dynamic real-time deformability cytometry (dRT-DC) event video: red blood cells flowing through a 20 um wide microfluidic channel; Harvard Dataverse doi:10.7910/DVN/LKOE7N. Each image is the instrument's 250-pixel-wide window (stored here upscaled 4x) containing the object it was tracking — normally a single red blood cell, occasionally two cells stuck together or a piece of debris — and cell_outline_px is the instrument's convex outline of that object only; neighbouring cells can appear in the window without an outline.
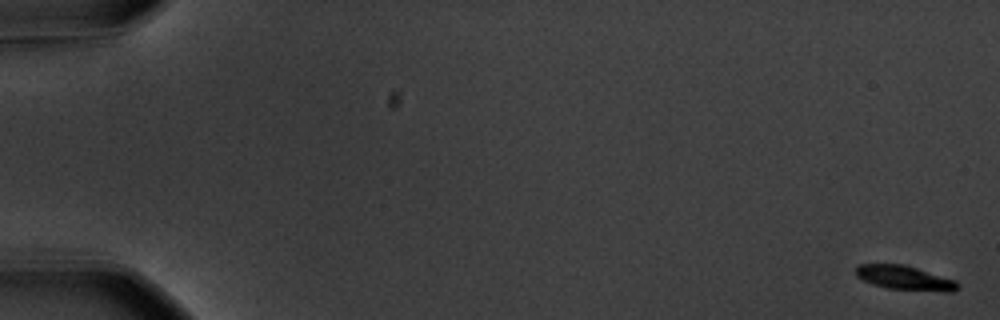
{"species": "common noctule bat (a hibernating species)", "species_latin": "Nyctalus noctula", "temperature_condition": "warm", "stored_images_in_passage": 58, "camera_frame_rate_fps": 3000, "um_per_image_px": 0.085, "animal": {"sex": "male", "body_mass_g": 20.1, "forearm_length_mm": 53.5}, "frame": {"image": 1, "passage_image": 1, "time_ms": 0.0, "image_size_px": [1000, 320], "cell_outline_px": [[960, 288], [952, 292], [944, 292], [888, 288], [872, 284], [856, 276], [856, 268], [860, 264], [904, 264], [956, 280], [960, 284]], "centroid_in_image_um": [76.96, 23.63], "position_along_channel_um": 8.0, "area_um2": 14.45}}
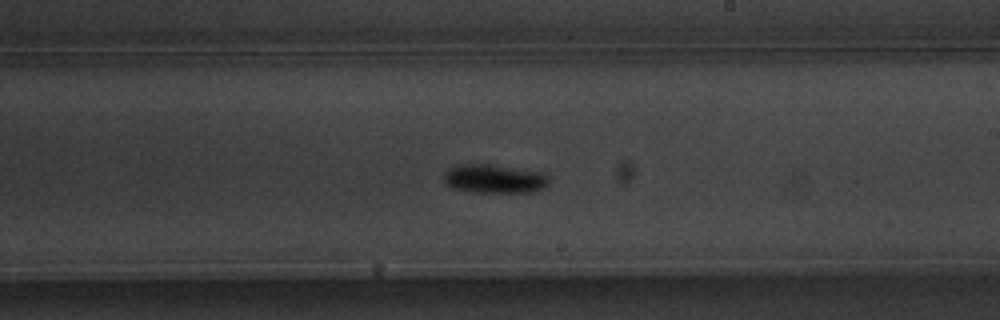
{"frame": {"image": 2, "passage_image": 35, "time_ms": 11.333, "image_size_px": [1000, 320], "cell_outline_px": [[548, 184], [544, 188], [536, 192], [468, 192], [444, 184], [444, 172], [448, 168], [468, 164], [496, 164], [544, 172], [548, 176]], "centroid_in_image_um": [42.06, 15.19], "position_along_channel_um": 246.9, "area_um2": 17.92}}
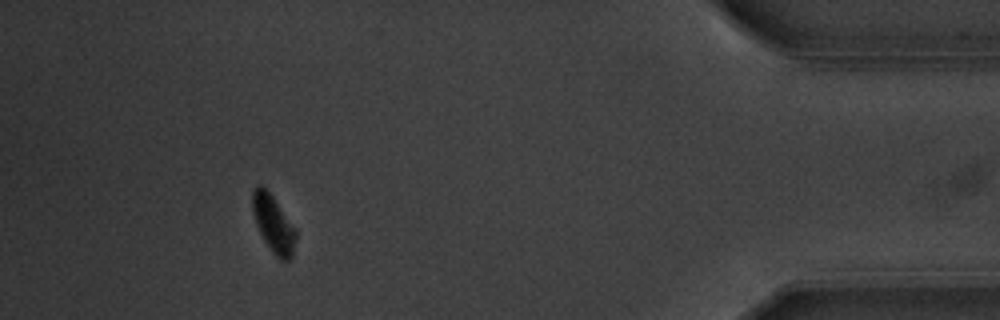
{"frame": {"image": 3, "passage_image": 53, "time_ms": 17.333, "image_size_px": [1000, 320], "cell_outline_px": [[296, 236], [292, 260], [280, 260], [272, 252], [264, 240], [256, 224], [252, 212], [252, 188], [260, 184], [272, 196], [296, 228]], "centroid_in_image_um": [23.24, 19.04], "position_along_channel_um": 412.0, "area_um2": 14.45}, "authors_computed_cell_mechanics": {"area_um2": 15.7216, "velocity_mm_per_s": 3.5955, "shape_relaxation_time_tau1_ms": 1.5602, "shape_relaxation_time_tau2_ms": null, "deformation_change_tau1": 0.171, "deformation_change_tau2": null}}